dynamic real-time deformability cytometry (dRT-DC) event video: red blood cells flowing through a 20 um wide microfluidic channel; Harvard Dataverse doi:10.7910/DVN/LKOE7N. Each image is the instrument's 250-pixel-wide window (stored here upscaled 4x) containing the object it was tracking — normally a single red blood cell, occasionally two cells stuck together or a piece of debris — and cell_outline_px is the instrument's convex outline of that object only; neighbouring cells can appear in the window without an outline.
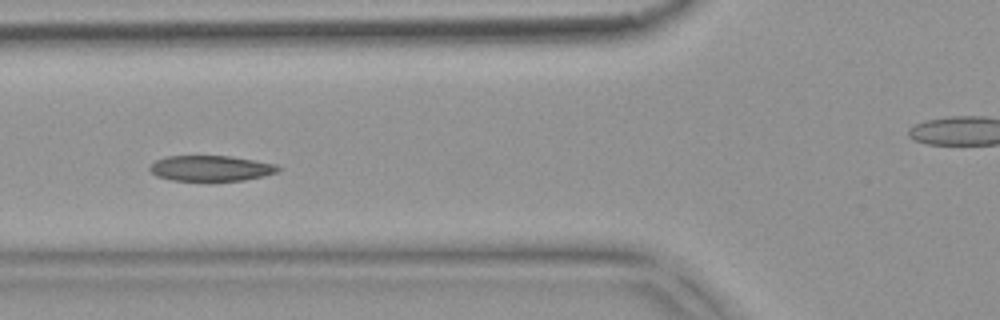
{"species": "common noctule bat (a hibernating species)", "species_latin": "Nyctalus noctula", "temperature_condition": "warm", "stored_images_in_passage": 5, "camera_frame_rate_fps": 3000, "um_per_image_px": 0.085, "animal": {"sex": "female", "body_mass_g": 18.4}, "frame": {"image": 1, "passage_image": 4, "time_ms": 1.0, "image_size_px": [1000, 320], "cell_outline_px": [[280, 168], [276, 172], [264, 176], [244, 180], [212, 184], [172, 180], [156, 176], [148, 168], [148, 164], [164, 156], [232, 156], [256, 160], [276, 164]], "centroid_in_image_um": [17.88, 14.35], "position_along_channel_um": 107.9, "area_um2": 20.17}}